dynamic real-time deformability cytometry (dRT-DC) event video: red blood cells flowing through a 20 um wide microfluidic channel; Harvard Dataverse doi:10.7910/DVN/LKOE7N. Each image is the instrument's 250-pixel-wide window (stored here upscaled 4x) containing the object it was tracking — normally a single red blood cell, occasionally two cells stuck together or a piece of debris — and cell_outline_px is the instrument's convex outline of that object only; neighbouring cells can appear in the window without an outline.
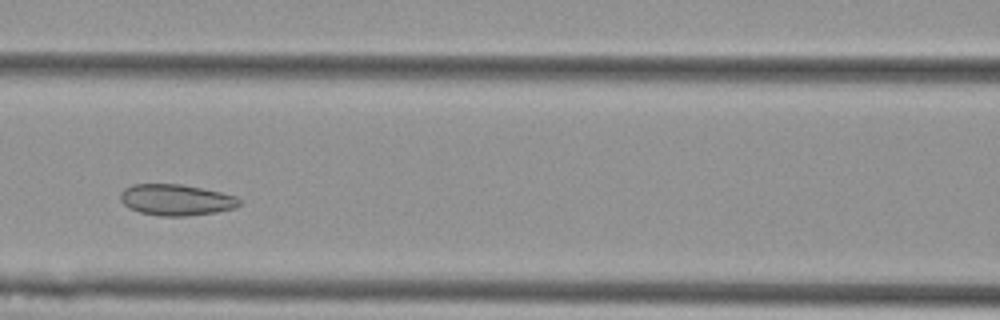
{"species": "Egyptian fruit bat (a non-hibernating species)", "species_latin": "Rousettus aegyptiacus", "temperature_condition": "cold", "stored_images_in_passage": 5, "camera_frame_rate_fps": 3000, "um_per_image_px": 0.085, "animal": {"sex": "female"}, "frame": {"image": 1, "passage_image": 5, "time_ms": 1.333, "image_size_px": [1000, 320], "cell_outline_px": [[240, 204], [236, 208], [216, 212], [184, 216], [160, 216], [140, 212], [128, 208], [120, 200], [120, 192], [124, 188], [132, 184], [180, 184], [220, 192], [236, 196], [240, 200]], "centroid_in_image_um": [14.94, 16.99], "position_along_channel_um": 151.7, "area_um2": 21.62}}